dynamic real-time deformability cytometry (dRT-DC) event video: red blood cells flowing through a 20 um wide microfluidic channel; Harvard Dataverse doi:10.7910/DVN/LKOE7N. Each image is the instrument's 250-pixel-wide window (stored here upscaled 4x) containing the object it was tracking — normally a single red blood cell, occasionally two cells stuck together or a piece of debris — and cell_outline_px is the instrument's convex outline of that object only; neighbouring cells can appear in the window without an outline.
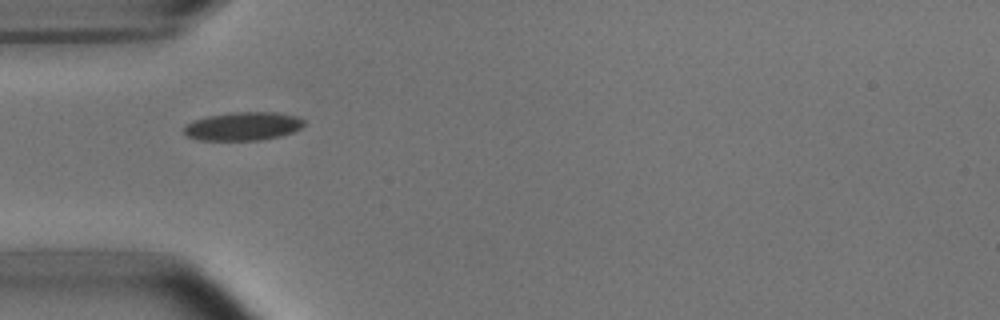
{"species": "common noctule bat (a hibernating species)", "species_latin": "Nyctalus noctula", "temperature_condition": "room temperature", "stored_images_in_passage": 30, "camera_frame_rate_fps": 3000, "um_per_image_px": 0.085, "animal": {"sex": "male", "body_mass_g": 15.6}, "frame": {"image": 1, "passage_image": 1, "time_ms": 0.0, "image_size_px": [1000, 320], "cell_outline_px": [[304, 124], [300, 128], [292, 132], [260, 140], [200, 140], [188, 136], [184, 132], [184, 124], [192, 120], [208, 116], [232, 112], [276, 112], [300, 116], [304, 120]], "centroid_in_image_um": [20.64, 10.71], "position_along_channel_um": 64.4, "area_um2": 19.88}}
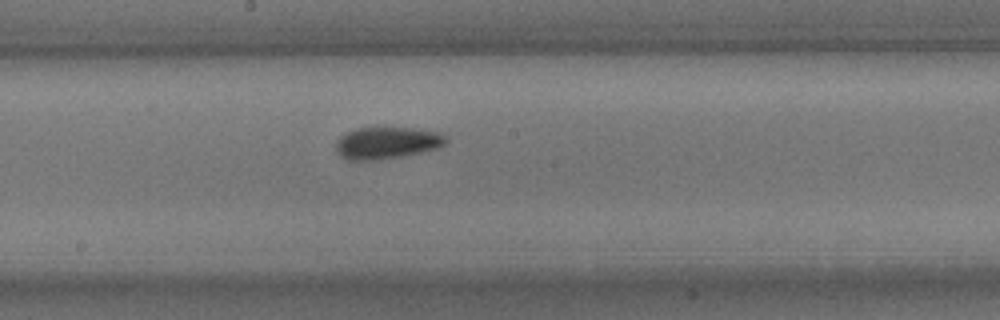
{"frame": {"image": 2, "passage_image": 13, "time_ms": 4.0, "image_size_px": [1000, 320], "cell_outline_px": [[448, 140], [444, 144], [436, 148], [420, 152], [400, 156], [372, 160], [348, 160], [340, 156], [336, 152], [336, 140], [340, 136], [356, 128], [412, 128], [440, 132]], "centroid_in_image_um": [32.84, 12.14], "position_along_channel_um": 215.4, "area_um2": 20.23}}
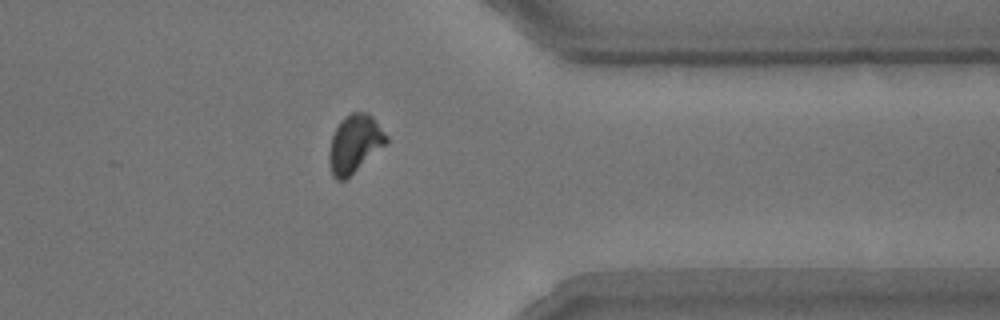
{"frame": {"image": 3, "passage_image": 27, "time_ms": 8.667, "image_size_px": [1000, 320], "cell_outline_px": [[388, 144], [344, 180], [336, 180], [332, 176], [328, 160], [328, 152], [332, 136], [340, 120], [344, 116], [352, 112], [368, 112], [372, 116], [388, 136]], "centroid_in_image_um": [30.15, 12.22], "position_along_channel_um": 381.3, "area_um2": 19.54}, "authors_computed_cell_mechanics": {"area_um2": 19.7098, "velocity_mm_per_s": 3.7731, "shape_relaxation_time_tau1_ms": 2.672, "shape_relaxation_time_tau2_ms": 2.8683, "deformation_change_tau1": 0.1106, "deformation_change_tau2": 0.0755}}